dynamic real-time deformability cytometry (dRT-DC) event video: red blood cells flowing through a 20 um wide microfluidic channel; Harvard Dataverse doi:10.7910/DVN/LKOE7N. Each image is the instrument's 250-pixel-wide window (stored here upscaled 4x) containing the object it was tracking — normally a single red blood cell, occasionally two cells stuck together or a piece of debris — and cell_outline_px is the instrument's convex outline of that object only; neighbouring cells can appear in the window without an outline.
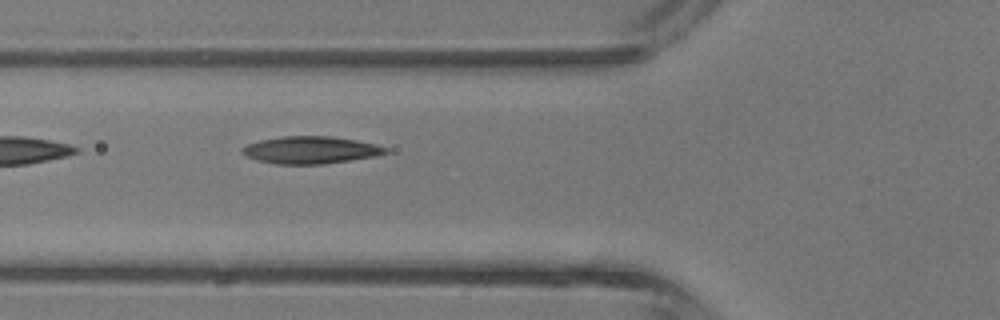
{"species": "common noctule bat (a hibernating species)", "species_latin": "Nyctalus noctula", "temperature_condition": "room temperature", "stored_images_in_passage": 2, "camera_frame_rate_fps": 3000, "um_per_image_px": 0.085, "animal": {"sex": "male", "body_mass_g": 13.3}, "frame": {"image": 1, "passage_image": 2, "time_ms": 1.333, "image_size_px": [1000, 320], "cell_outline_px": [[388, 152], [376, 156], [324, 164], [276, 164], [260, 160], [248, 156], [240, 152], [240, 148], [248, 144], [260, 140], [280, 136], [332, 136], [356, 140], [376, 144], [388, 148]], "centroid_in_image_um": [26.41, 12.74], "position_along_channel_um": 99.4, "area_um2": 22.77}}